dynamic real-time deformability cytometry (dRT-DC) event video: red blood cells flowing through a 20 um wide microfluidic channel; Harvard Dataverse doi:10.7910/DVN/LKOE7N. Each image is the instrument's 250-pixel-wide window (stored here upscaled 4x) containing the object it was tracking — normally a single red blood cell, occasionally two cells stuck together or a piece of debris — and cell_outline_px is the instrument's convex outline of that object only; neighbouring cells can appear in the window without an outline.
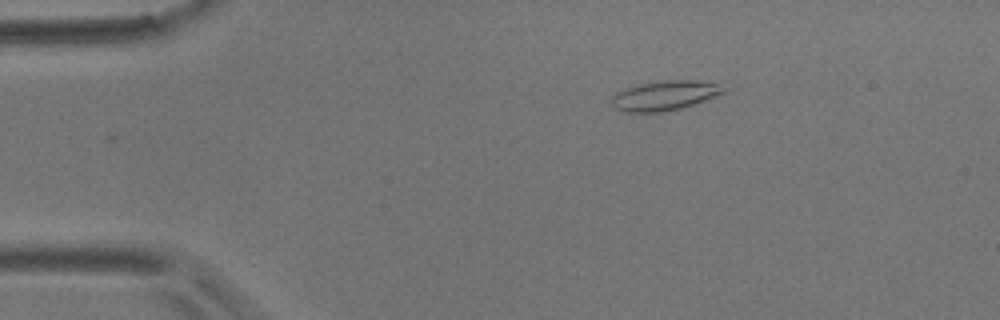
{"species": "common noctule bat (a hibernating species)", "species_latin": "Nyctalus noctula", "temperature_condition": "room temperature", "stored_images_in_passage": 47, "camera_frame_rate_fps": 3000, "um_per_image_px": 0.085, "animal": {"sex": "male", "body_mass_g": 17.9}, "frame": {"image": 1, "passage_image": 2, "time_ms": 0.333, "image_size_px": [1000, 320], "cell_outline_px": [[728, 92], [680, 108], [660, 112], [624, 112], [612, 108], [612, 96], [616, 92], [624, 88], [636, 84], [660, 80], [700, 80], [716, 84], [728, 88]], "centroid_in_image_um": [56.47, 8.1], "position_along_channel_um": 28.5, "area_um2": 19.59}}
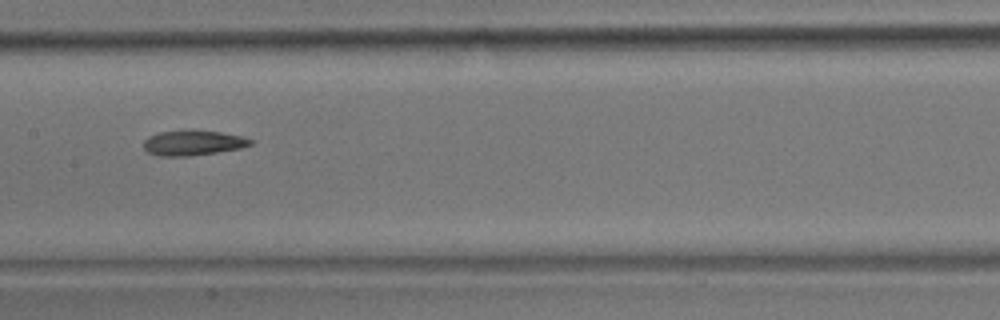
{"frame": {"image": 2, "passage_image": 20, "time_ms": 6.333, "image_size_px": [1000, 320], "cell_outline_px": [[252, 144], [240, 148], [216, 152], [188, 156], [160, 156], [148, 152], [144, 148], [144, 140], [148, 136], [160, 132], [192, 128], [220, 132], [240, 136], [252, 140]], "centroid_in_image_um": [16.37, 12.11], "position_along_channel_um": 191.0, "area_um2": 15.78}}
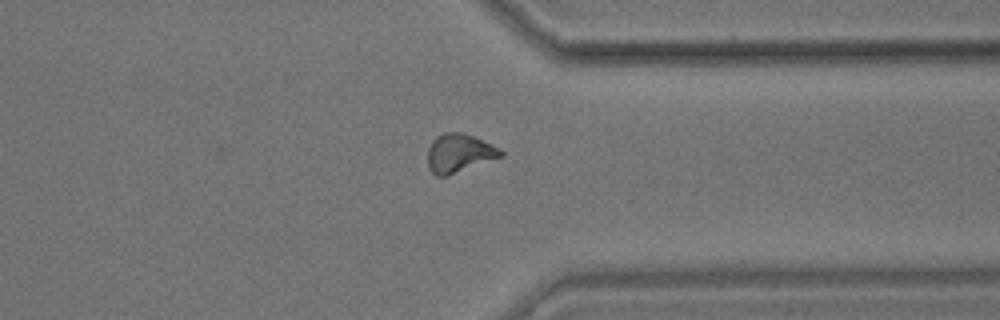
{"frame": {"image": 3, "passage_image": 35, "time_ms": 11.333, "image_size_px": [1000, 320], "cell_outline_px": [[504, 156], [448, 176], [436, 176], [428, 168], [428, 148], [432, 140], [436, 136], [444, 132], [460, 132], [472, 136], [500, 148], [504, 152]], "centroid_in_image_um": [39.02, 13.03], "position_along_channel_um": 372.4, "area_um2": 16.53}, "authors_computed_cell_mechanics": {"area_um2": 15.7794, "velocity_mm_per_s": 3.6781, "shape_relaxation_time_tau1_ms": null, "shape_relaxation_time_tau2_ms": 10.9214, "deformation_change_tau1": null, "deformation_change_tau2": 0.1937}}